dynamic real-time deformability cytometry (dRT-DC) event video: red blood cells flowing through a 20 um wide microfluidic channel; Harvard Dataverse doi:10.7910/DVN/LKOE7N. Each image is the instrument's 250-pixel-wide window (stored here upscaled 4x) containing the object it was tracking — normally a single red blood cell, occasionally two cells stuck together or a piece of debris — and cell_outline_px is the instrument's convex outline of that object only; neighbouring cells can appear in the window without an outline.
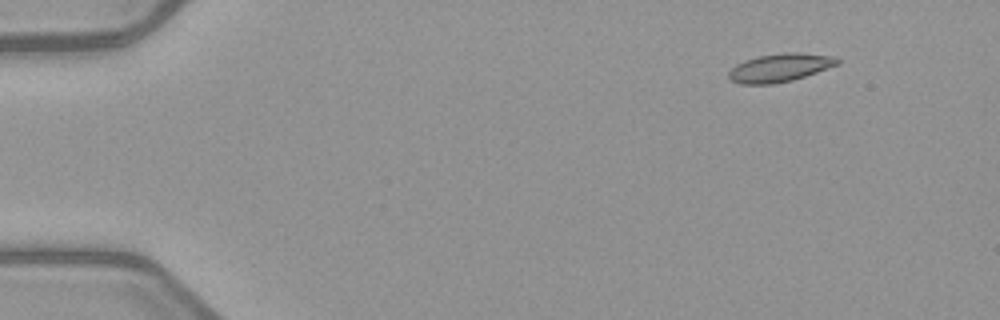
{"species": "common noctule bat (a hibernating species)", "species_latin": "Nyctalus noctula", "temperature_condition": "warm", "stored_images_in_passage": 4, "camera_frame_rate_fps": 3000, "um_per_image_px": 0.085, "animal": {"sex": "female", "body_mass_g": 21.9}, "frame": {"image": 1, "passage_image": 2, "time_ms": 1.0, "image_size_px": [1000, 320], "cell_outline_px": [[840, 64], [792, 80], [772, 84], [740, 84], [732, 80], [728, 76], [728, 72], [736, 64], [744, 60], [756, 56], [784, 52], [796, 52], [836, 56], [840, 60]], "centroid_in_image_um": [66.3, 5.74], "position_along_channel_um": 18.7, "area_um2": 17.98}}
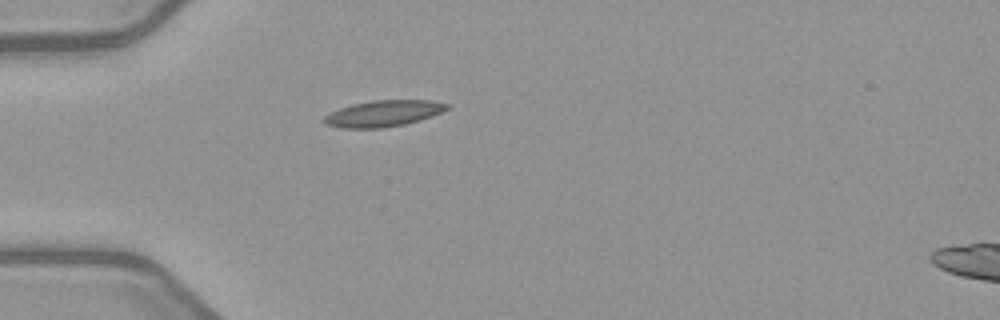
{"frame": {"image": 2, "passage_image": 4, "time_ms": 4.333, "image_size_px": [1000, 320], "cell_outline_px": [[448, 108], [432, 116], [420, 120], [404, 124], [380, 128], [340, 128], [324, 124], [324, 116], [340, 108], [352, 104], [372, 100], [428, 100], [448, 104]], "centroid_in_image_um": [32.55, 9.65], "position_along_channel_um": 52.4, "area_um2": 18.61}}